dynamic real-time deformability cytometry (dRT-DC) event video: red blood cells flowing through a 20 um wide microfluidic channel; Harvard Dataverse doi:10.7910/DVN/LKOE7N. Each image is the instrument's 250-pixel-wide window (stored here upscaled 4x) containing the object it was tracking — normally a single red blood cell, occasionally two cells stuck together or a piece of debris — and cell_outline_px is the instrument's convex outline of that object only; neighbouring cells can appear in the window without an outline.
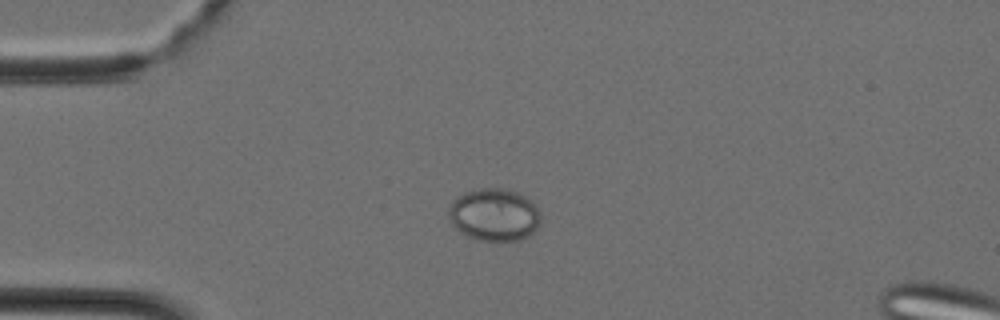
{"species": "Egyptian fruit bat (a non-hibernating species)", "species_latin": "Rousettus aegyptiacus", "temperature_condition": "cold", "stored_images_in_passage": 39, "segment_of_instrument_passage": [1, 2], "camera_frame_rate_fps": 3000, "um_per_image_px": 0.085, "animal": {"sex": "female"}, "frame": {"image": 1, "passage_image": 9, "time_ms": 2.667, "image_size_px": [1000, 320], "cell_outline_px": [[540, 220], [536, 228], [528, 236], [520, 240], [480, 240], [468, 236], [460, 232], [452, 224], [448, 216], [448, 208], [452, 200], [456, 196], [464, 192], [480, 188], [504, 188], [520, 192], [540, 212]], "centroid_in_image_um": [41.97, 18.23], "position_along_channel_um": 43.0, "area_um2": 28.15}}
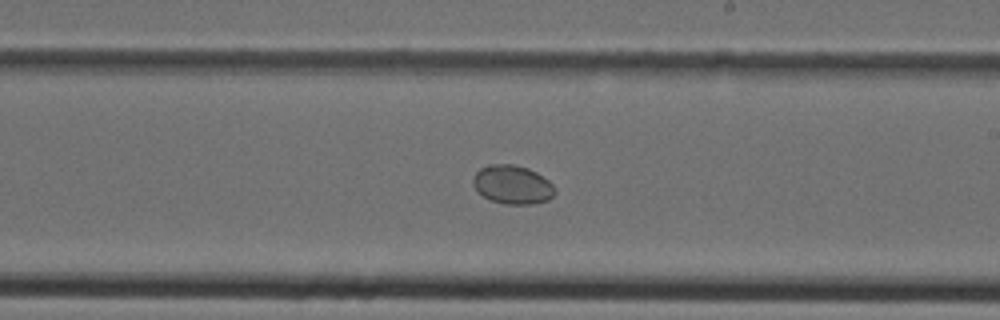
{"frame": {"image": 2, "passage_image": 22, "time_ms": 7.0, "image_size_px": [1000, 320], "cell_outline_px": [[556, 192], [548, 200], [532, 204], [504, 204], [492, 200], [476, 192], [472, 184], [472, 180], [476, 172], [480, 168], [488, 164], [512, 164], [528, 168], [536, 172], [548, 180], [556, 188]], "centroid_in_image_um": [43.54, 15.69], "position_along_channel_um": 245.5, "area_um2": 18.61}}
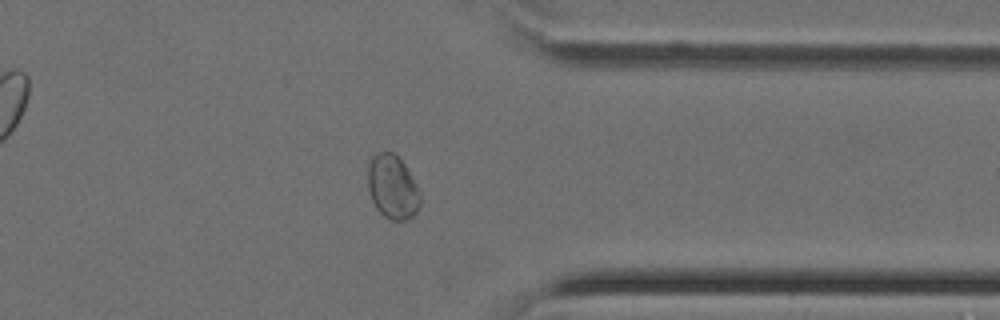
{"frame": {"image": 3, "passage_image": 30, "time_ms": 9.667, "image_size_px": [1000, 320], "cell_outline_px": [[420, 204], [416, 212], [408, 220], [392, 220], [384, 216], [376, 208], [372, 200], [368, 188], [368, 164], [372, 156], [376, 152], [392, 152], [404, 164], [416, 184], [420, 192]], "centroid_in_image_um": [33.35, 15.9], "position_along_channel_um": 378.0, "area_um2": 19.42}}